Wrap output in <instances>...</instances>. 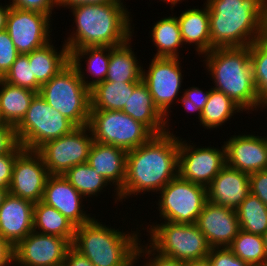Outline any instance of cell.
<instances>
[{
    "label": "cell",
    "instance_id": "obj_28",
    "mask_svg": "<svg viewBox=\"0 0 267 266\" xmlns=\"http://www.w3.org/2000/svg\"><path fill=\"white\" fill-rule=\"evenodd\" d=\"M131 39L126 43L110 48L109 66L106 81L109 82H141L142 67L138 62Z\"/></svg>",
    "mask_w": 267,
    "mask_h": 266
},
{
    "label": "cell",
    "instance_id": "obj_29",
    "mask_svg": "<svg viewBox=\"0 0 267 266\" xmlns=\"http://www.w3.org/2000/svg\"><path fill=\"white\" fill-rule=\"evenodd\" d=\"M140 82L103 81L90 90V110L122 111Z\"/></svg>",
    "mask_w": 267,
    "mask_h": 266
},
{
    "label": "cell",
    "instance_id": "obj_17",
    "mask_svg": "<svg viewBox=\"0 0 267 266\" xmlns=\"http://www.w3.org/2000/svg\"><path fill=\"white\" fill-rule=\"evenodd\" d=\"M234 135L224 143L226 165L248 174L267 170V136Z\"/></svg>",
    "mask_w": 267,
    "mask_h": 266
},
{
    "label": "cell",
    "instance_id": "obj_15",
    "mask_svg": "<svg viewBox=\"0 0 267 266\" xmlns=\"http://www.w3.org/2000/svg\"><path fill=\"white\" fill-rule=\"evenodd\" d=\"M71 243L61 237L29 233L14 248L17 266H62Z\"/></svg>",
    "mask_w": 267,
    "mask_h": 266
},
{
    "label": "cell",
    "instance_id": "obj_42",
    "mask_svg": "<svg viewBox=\"0 0 267 266\" xmlns=\"http://www.w3.org/2000/svg\"><path fill=\"white\" fill-rule=\"evenodd\" d=\"M207 257L212 266H249L229 247H210Z\"/></svg>",
    "mask_w": 267,
    "mask_h": 266
},
{
    "label": "cell",
    "instance_id": "obj_14",
    "mask_svg": "<svg viewBox=\"0 0 267 266\" xmlns=\"http://www.w3.org/2000/svg\"><path fill=\"white\" fill-rule=\"evenodd\" d=\"M50 22V17L46 14L10 7L6 31L17 51L27 54L50 42Z\"/></svg>",
    "mask_w": 267,
    "mask_h": 266
},
{
    "label": "cell",
    "instance_id": "obj_45",
    "mask_svg": "<svg viewBox=\"0 0 267 266\" xmlns=\"http://www.w3.org/2000/svg\"><path fill=\"white\" fill-rule=\"evenodd\" d=\"M19 144L15 126L4 123L0 126V155L10 153Z\"/></svg>",
    "mask_w": 267,
    "mask_h": 266
},
{
    "label": "cell",
    "instance_id": "obj_6",
    "mask_svg": "<svg viewBox=\"0 0 267 266\" xmlns=\"http://www.w3.org/2000/svg\"><path fill=\"white\" fill-rule=\"evenodd\" d=\"M38 94L77 127L88 125L91 108L90 90L71 61L50 81L43 84Z\"/></svg>",
    "mask_w": 267,
    "mask_h": 266
},
{
    "label": "cell",
    "instance_id": "obj_49",
    "mask_svg": "<svg viewBox=\"0 0 267 266\" xmlns=\"http://www.w3.org/2000/svg\"><path fill=\"white\" fill-rule=\"evenodd\" d=\"M10 5L5 4L4 7L0 4V32L6 30L7 17L10 10Z\"/></svg>",
    "mask_w": 267,
    "mask_h": 266
},
{
    "label": "cell",
    "instance_id": "obj_55",
    "mask_svg": "<svg viewBox=\"0 0 267 266\" xmlns=\"http://www.w3.org/2000/svg\"><path fill=\"white\" fill-rule=\"evenodd\" d=\"M256 266H267V260L263 261L262 263L256 265Z\"/></svg>",
    "mask_w": 267,
    "mask_h": 266
},
{
    "label": "cell",
    "instance_id": "obj_3",
    "mask_svg": "<svg viewBox=\"0 0 267 266\" xmlns=\"http://www.w3.org/2000/svg\"><path fill=\"white\" fill-rule=\"evenodd\" d=\"M124 6L123 3H100L71 7L76 30L64 43L69 53L85 47H116L132 39L131 12Z\"/></svg>",
    "mask_w": 267,
    "mask_h": 266
},
{
    "label": "cell",
    "instance_id": "obj_12",
    "mask_svg": "<svg viewBox=\"0 0 267 266\" xmlns=\"http://www.w3.org/2000/svg\"><path fill=\"white\" fill-rule=\"evenodd\" d=\"M179 58L154 57L148 70L142 69V81L147 85L154 104L166 116V131L170 133L169 109L178 99L182 84ZM168 125V126H167Z\"/></svg>",
    "mask_w": 267,
    "mask_h": 266
},
{
    "label": "cell",
    "instance_id": "obj_16",
    "mask_svg": "<svg viewBox=\"0 0 267 266\" xmlns=\"http://www.w3.org/2000/svg\"><path fill=\"white\" fill-rule=\"evenodd\" d=\"M49 176L42 156L25 149L15 160L9 193L37 203L42 200Z\"/></svg>",
    "mask_w": 267,
    "mask_h": 266
},
{
    "label": "cell",
    "instance_id": "obj_43",
    "mask_svg": "<svg viewBox=\"0 0 267 266\" xmlns=\"http://www.w3.org/2000/svg\"><path fill=\"white\" fill-rule=\"evenodd\" d=\"M11 7L21 10L37 11L52 17V10L58 7L57 0H12Z\"/></svg>",
    "mask_w": 267,
    "mask_h": 266
},
{
    "label": "cell",
    "instance_id": "obj_11",
    "mask_svg": "<svg viewBox=\"0 0 267 266\" xmlns=\"http://www.w3.org/2000/svg\"><path fill=\"white\" fill-rule=\"evenodd\" d=\"M93 142L88 126L76 127L71 133L46 142L37 152L50 175H63L71 167L88 161Z\"/></svg>",
    "mask_w": 267,
    "mask_h": 266
},
{
    "label": "cell",
    "instance_id": "obj_25",
    "mask_svg": "<svg viewBox=\"0 0 267 266\" xmlns=\"http://www.w3.org/2000/svg\"><path fill=\"white\" fill-rule=\"evenodd\" d=\"M32 65L33 75L42 86L50 81L70 62V53L65 44L60 51L50 41L47 45L26 54Z\"/></svg>",
    "mask_w": 267,
    "mask_h": 266
},
{
    "label": "cell",
    "instance_id": "obj_48",
    "mask_svg": "<svg viewBox=\"0 0 267 266\" xmlns=\"http://www.w3.org/2000/svg\"><path fill=\"white\" fill-rule=\"evenodd\" d=\"M122 0H57L58 7L68 9L79 4H100V3H124Z\"/></svg>",
    "mask_w": 267,
    "mask_h": 266
},
{
    "label": "cell",
    "instance_id": "obj_31",
    "mask_svg": "<svg viewBox=\"0 0 267 266\" xmlns=\"http://www.w3.org/2000/svg\"><path fill=\"white\" fill-rule=\"evenodd\" d=\"M152 42L157 48L154 57L179 58L183 43L177 16L164 17L151 30Z\"/></svg>",
    "mask_w": 267,
    "mask_h": 266
},
{
    "label": "cell",
    "instance_id": "obj_57",
    "mask_svg": "<svg viewBox=\"0 0 267 266\" xmlns=\"http://www.w3.org/2000/svg\"><path fill=\"white\" fill-rule=\"evenodd\" d=\"M4 122L2 121L1 117H0V126L3 125Z\"/></svg>",
    "mask_w": 267,
    "mask_h": 266
},
{
    "label": "cell",
    "instance_id": "obj_5",
    "mask_svg": "<svg viewBox=\"0 0 267 266\" xmlns=\"http://www.w3.org/2000/svg\"><path fill=\"white\" fill-rule=\"evenodd\" d=\"M101 223L94 217L77 226L71 246L94 266H134L140 234L125 233Z\"/></svg>",
    "mask_w": 267,
    "mask_h": 266
},
{
    "label": "cell",
    "instance_id": "obj_20",
    "mask_svg": "<svg viewBox=\"0 0 267 266\" xmlns=\"http://www.w3.org/2000/svg\"><path fill=\"white\" fill-rule=\"evenodd\" d=\"M34 203L8 192L0 206V235L13 248L33 231Z\"/></svg>",
    "mask_w": 267,
    "mask_h": 266
},
{
    "label": "cell",
    "instance_id": "obj_53",
    "mask_svg": "<svg viewBox=\"0 0 267 266\" xmlns=\"http://www.w3.org/2000/svg\"><path fill=\"white\" fill-rule=\"evenodd\" d=\"M264 240V247L267 254V231L262 235Z\"/></svg>",
    "mask_w": 267,
    "mask_h": 266
},
{
    "label": "cell",
    "instance_id": "obj_41",
    "mask_svg": "<svg viewBox=\"0 0 267 266\" xmlns=\"http://www.w3.org/2000/svg\"><path fill=\"white\" fill-rule=\"evenodd\" d=\"M24 150L18 144L10 153L0 155V188L9 191L15 160Z\"/></svg>",
    "mask_w": 267,
    "mask_h": 266
},
{
    "label": "cell",
    "instance_id": "obj_46",
    "mask_svg": "<svg viewBox=\"0 0 267 266\" xmlns=\"http://www.w3.org/2000/svg\"><path fill=\"white\" fill-rule=\"evenodd\" d=\"M62 266H94L88 258L75 250L72 246L68 249Z\"/></svg>",
    "mask_w": 267,
    "mask_h": 266
},
{
    "label": "cell",
    "instance_id": "obj_32",
    "mask_svg": "<svg viewBox=\"0 0 267 266\" xmlns=\"http://www.w3.org/2000/svg\"><path fill=\"white\" fill-rule=\"evenodd\" d=\"M244 110L223 92L210 89L207 103L202 111L200 125L205 129H214L222 126L232 118L234 113Z\"/></svg>",
    "mask_w": 267,
    "mask_h": 266
},
{
    "label": "cell",
    "instance_id": "obj_51",
    "mask_svg": "<svg viewBox=\"0 0 267 266\" xmlns=\"http://www.w3.org/2000/svg\"><path fill=\"white\" fill-rule=\"evenodd\" d=\"M9 191L3 189V188H0V206L2 205L6 195L8 194Z\"/></svg>",
    "mask_w": 267,
    "mask_h": 266
},
{
    "label": "cell",
    "instance_id": "obj_1",
    "mask_svg": "<svg viewBox=\"0 0 267 266\" xmlns=\"http://www.w3.org/2000/svg\"><path fill=\"white\" fill-rule=\"evenodd\" d=\"M178 156L179 137L171 132L153 135L146 143L127 151L126 178L117 192L120 202L132 194L159 192L178 176Z\"/></svg>",
    "mask_w": 267,
    "mask_h": 266
},
{
    "label": "cell",
    "instance_id": "obj_8",
    "mask_svg": "<svg viewBox=\"0 0 267 266\" xmlns=\"http://www.w3.org/2000/svg\"><path fill=\"white\" fill-rule=\"evenodd\" d=\"M76 127L37 94L15 129L19 144L26 150L37 151L46 142L67 135Z\"/></svg>",
    "mask_w": 267,
    "mask_h": 266
},
{
    "label": "cell",
    "instance_id": "obj_21",
    "mask_svg": "<svg viewBox=\"0 0 267 266\" xmlns=\"http://www.w3.org/2000/svg\"><path fill=\"white\" fill-rule=\"evenodd\" d=\"M249 174L225 165L207 186V201L236 209L250 193Z\"/></svg>",
    "mask_w": 267,
    "mask_h": 266
},
{
    "label": "cell",
    "instance_id": "obj_38",
    "mask_svg": "<svg viewBox=\"0 0 267 266\" xmlns=\"http://www.w3.org/2000/svg\"><path fill=\"white\" fill-rule=\"evenodd\" d=\"M210 90L203 92L198 87H190L185 89L181 99H178L177 102L181 100L182 105L185 107L188 112H197L198 119L200 121L202 111L207 103Z\"/></svg>",
    "mask_w": 267,
    "mask_h": 266
},
{
    "label": "cell",
    "instance_id": "obj_36",
    "mask_svg": "<svg viewBox=\"0 0 267 266\" xmlns=\"http://www.w3.org/2000/svg\"><path fill=\"white\" fill-rule=\"evenodd\" d=\"M253 81L260 101H267V38L255 40L249 46Z\"/></svg>",
    "mask_w": 267,
    "mask_h": 266
},
{
    "label": "cell",
    "instance_id": "obj_35",
    "mask_svg": "<svg viewBox=\"0 0 267 266\" xmlns=\"http://www.w3.org/2000/svg\"><path fill=\"white\" fill-rule=\"evenodd\" d=\"M229 248L249 266H256L267 260L262 235L252 234L240 229Z\"/></svg>",
    "mask_w": 267,
    "mask_h": 266
},
{
    "label": "cell",
    "instance_id": "obj_47",
    "mask_svg": "<svg viewBox=\"0 0 267 266\" xmlns=\"http://www.w3.org/2000/svg\"><path fill=\"white\" fill-rule=\"evenodd\" d=\"M14 264L13 246L0 235V266Z\"/></svg>",
    "mask_w": 267,
    "mask_h": 266
},
{
    "label": "cell",
    "instance_id": "obj_44",
    "mask_svg": "<svg viewBox=\"0 0 267 266\" xmlns=\"http://www.w3.org/2000/svg\"><path fill=\"white\" fill-rule=\"evenodd\" d=\"M250 193L267 206V170L249 174Z\"/></svg>",
    "mask_w": 267,
    "mask_h": 266
},
{
    "label": "cell",
    "instance_id": "obj_39",
    "mask_svg": "<svg viewBox=\"0 0 267 266\" xmlns=\"http://www.w3.org/2000/svg\"><path fill=\"white\" fill-rule=\"evenodd\" d=\"M20 53L6 30L0 32V78L10 70Z\"/></svg>",
    "mask_w": 267,
    "mask_h": 266
},
{
    "label": "cell",
    "instance_id": "obj_2",
    "mask_svg": "<svg viewBox=\"0 0 267 266\" xmlns=\"http://www.w3.org/2000/svg\"><path fill=\"white\" fill-rule=\"evenodd\" d=\"M210 51L250 46L265 36L267 0H207Z\"/></svg>",
    "mask_w": 267,
    "mask_h": 266
},
{
    "label": "cell",
    "instance_id": "obj_33",
    "mask_svg": "<svg viewBox=\"0 0 267 266\" xmlns=\"http://www.w3.org/2000/svg\"><path fill=\"white\" fill-rule=\"evenodd\" d=\"M235 211L241 230L258 235L267 231V206L256 195L249 193Z\"/></svg>",
    "mask_w": 267,
    "mask_h": 266
},
{
    "label": "cell",
    "instance_id": "obj_34",
    "mask_svg": "<svg viewBox=\"0 0 267 266\" xmlns=\"http://www.w3.org/2000/svg\"><path fill=\"white\" fill-rule=\"evenodd\" d=\"M63 177L86 199L98 196L103 188L110 185L87 162L71 167Z\"/></svg>",
    "mask_w": 267,
    "mask_h": 266
},
{
    "label": "cell",
    "instance_id": "obj_7",
    "mask_svg": "<svg viewBox=\"0 0 267 266\" xmlns=\"http://www.w3.org/2000/svg\"><path fill=\"white\" fill-rule=\"evenodd\" d=\"M149 244L159 254L183 262L206 258L210 246L196 224L162 221L150 225Z\"/></svg>",
    "mask_w": 267,
    "mask_h": 266
},
{
    "label": "cell",
    "instance_id": "obj_22",
    "mask_svg": "<svg viewBox=\"0 0 267 266\" xmlns=\"http://www.w3.org/2000/svg\"><path fill=\"white\" fill-rule=\"evenodd\" d=\"M127 151L110 145L94 141L87 163L95 172L101 175L111 186L115 185V202L120 201L118 191L123 187L126 178ZM112 183V184H111ZM118 200V201H117Z\"/></svg>",
    "mask_w": 267,
    "mask_h": 266
},
{
    "label": "cell",
    "instance_id": "obj_4",
    "mask_svg": "<svg viewBox=\"0 0 267 266\" xmlns=\"http://www.w3.org/2000/svg\"><path fill=\"white\" fill-rule=\"evenodd\" d=\"M203 55L215 83L213 89L223 92L244 111L263 109L253 81L249 46L215 48Z\"/></svg>",
    "mask_w": 267,
    "mask_h": 266
},
{
    "label": "cell",
    "instance_id": "obj_10",
    "mask_svg": "<svg viewBox=\"0 0 267 266\" xmlns=\"http://www.w3.org/2000/svg\"><path fill=\"white\" fill-rule=\"evenodd\" d=\"M158 210L161 220L194 224L207 202V187L177 176L160 191Z\"/></svg>",
    "mask_w": 267,
    "mask_h": 266
},
{
    "label": "cell",
    "instance_id": "obj_30",
    "mask_svg": "<svg viewBox=\"0 0 267 266\" xmlns=\"http://www.w3.org/2000/svg\"><path fill=\"white\" fill-rule=\"evenodd\" d=\"M75 229L76 226L56 208L42 201L34 203L33 231L58 236L68 240L72 244Z\"/></svg>",
    "mask_w": 267,
    "mask_h": 266
},
{
    "label": "cell",
    "instance_id": "obj_26",
    "mask_svg": "<svg viewBox=\"0 0 267 266\" xmlns=\"http://www.w3.org/2000/svg\"><path fill=\"white\" fill-rule=\"evenodd\" d=\"M0 117L4 123L17 126L38 94L32 90L15 86L0 78Z\"/></svg>",
    "mask_w": 267,
    "mask_h": 266
},
{
    "label": "cell",
    "instance_id": "obj_9",
    "mask_svg": "<svg viewBox=\"0 0 267 266\" xmlns=\"http://www.w3.org/2000/svg\"><path fill=\"white\" fill-rule=\"evenodd\" d=\"M93 140L130 151L146 143L154 134L123 111L90 110L87 125Z\"/></svg>",
    "mask_w": 267,
    "mask_h": 266
},
{
    "label": "cell",
    "instance_id": "obj_40",
    "mask_svg": "<svg viewBox=\"0 0 267 266\" xmlns=\"http://www.w3.org/2000/svg\"><path fill=\"white\" fill-rule=\"evenodd\" d=\"M142 256L143 258H146V263L142 266H185V262L180 261L178 259L163 256L156 252L150 245H143L139 242V245L136 250V263L139 259L142 258ZM150 256H153V258Z\"/></svg>",
    "mask_w": 267,
    "mask_h": 266
},
{
    "label": "cell",
    "instance_id": "obj_23",
    "mask_svg": "<svg viewBox=\"0 0 267 266\" xmlns=\"http://www.w3.org/2000/svg\"><path fill=\"white\" fill-rule=\"evenodd\" d=\"M122 111L144 124L154 135L166 133V116L154 104L147 85L141 81Z\"/></svg>",
    "mask_w": 267,
    "mask_h": 266
},
{
    "label": "cell",
    "instance_id": "obj_27",
    "mask_svg": "<svg viewBox=\"0 0 267 266\" xmlns=\"http://www.w3.org/2000/svg\"><path fill=\"white\" fill-rule=\"evenodd\" d=\"M110 48L111 47H85L79 49H73L70 52V61L74 64L76 69L79 72V75L86 85V87L91 90L97 84L106 80V75L109 66V59H110ZM85 56V57H84ZM87 56V57H86ZM82 58H87L86 62V69L87 73L94 78L90 81H86L84 75V71L81 65ZM83 71V72H82ZM96 77V78H95Z\"/></svg>",
    "mask_w": 267,
    "mask_h": 266
},
{
    "label": "cell",
    "instance_id": "obj_18",
    "mask_svg": "<svg viewBox=\"0 0 267 266\" xmlns=\"http://www.w3.org/2000/svg\"><path fill=\"white\" fill-rule=\"evenodd\" d=\"M195 224L210 247H229L240 230L234 209L209 201L204 204Z\"/></svg>",
    "mask_w": 267,
    "mask_h": 266
},
{
    "label": "cell",
    "instance_id": "obj_13",
    "mask_svg": "<svg viewBox=\"0 0 267 266\" xmlns=\"http://www.w3.org/2000/svg\"><path fill=\"white\" fill-rule=\"evenodd\" d=\"M195 146L179 138L178 176L207 187L226 165L225 146L221 149Z\"/></svg>",
    "mask_w": 267,
    "mask_h": 266
},
{
    "label": "cell",
    "instance_id": "obj_19",
    "mask_svg": "<svg viewBox=\"0 0 267 266\" xmlns=\"http://www.w3.org/2000/svg\"><path fill=\"white\" fill-rule=\"evenodd\" d=\"M85 199L63 175H50L43 192L42 202L56 208L76 227L90 222L82 201ZM83 208V209H82ZM84 210V211H83Z\"/></svg>",
    "mask_w": 267,
    "mask_h": 266
},
{
    "label": "cell",
    "instance_id": "obj_50",
    "mask_svg": "<svg viewBox=\"0 0 267 266\" xmlns=\"http://www.w3.org/2000/svg\"><path fill=\"white\" fill-rule=\"evenodd\" d=\"M185 266H212V265L208 257H206L199 260L185 262Z\"/></svg>",
    "mask_w": 267,
    "mask_h": 266
},
{
    "label": "cell",
    "instance_id": "obj_52",
    "mask_svg": "<svg viewBox=\"0 0 267 266\" xmlns=\"http://www.w3.org/2000/svg\"><path fill=\"white\" fill-rule=\"evenodd\" d=\"M160 1H163L165 3H171V9H173V6H175L176 4H178L179 2H181L182 0H160Z\"/></svg>",
    "mask_w": 267,
    "mask_h": 266
},
{
    "label": "cell",
    "instance_id": "obj_56",
    "mask_svg": "<svg viewBox=\"0 0 267 266\" xmlns=\"http://www.w3.org/2000/svg\"><path fill=\"white\" fill-rule=\"evenodd\" d=\"M263 108H267V101L264 103Z\"/></svg>",
    "mask_w": 267,
    "mask_h": 266
},
{
    "label": "cell",
    "instance_id": "obj_37",
    "mask_svg": "<svg viewBox=\"0 0 267 266\" xmlns=\"http://www.w3.org/2000/svg\"><path fill=\"white\" fill-rule=\"evenodd\" d=\"M5 82L39 93L41 85L33 75L32 65L26 54H20L2 78Z\"/></svg>",
    "mask_w": 267,
    "mask_h": 266
},
{
    "label": "cell",
    "instance_id": "obj_24",
    "mask_svg": "<svg viewBox=\"0 0 267 266\" xmlns=\"http://www.w3.org/2000/svg\"><path fill=\"white\" fill-rule=\"evenodd\" d=\"M189 8L177 17L184 44H195L199 55L210 52L209 9Z\"/></svg>",
    "mask_w": 267,
    "mask_h": 266
},
{
    "label": "cell",
    "instance_id": "obj_54",
    "mask_svg": "<svg viewBox=\"0 0 267 266\" xmlns=\"http://www.w3.org/2000/svg\"><path fill=\"white\" fill-rule=\"evenodd\" d=\"M265 37L267 38V9H266V16H265Z\"/></svg>",
    "mask_w": 267,
    "mask_h": 266
}]
</instances>
